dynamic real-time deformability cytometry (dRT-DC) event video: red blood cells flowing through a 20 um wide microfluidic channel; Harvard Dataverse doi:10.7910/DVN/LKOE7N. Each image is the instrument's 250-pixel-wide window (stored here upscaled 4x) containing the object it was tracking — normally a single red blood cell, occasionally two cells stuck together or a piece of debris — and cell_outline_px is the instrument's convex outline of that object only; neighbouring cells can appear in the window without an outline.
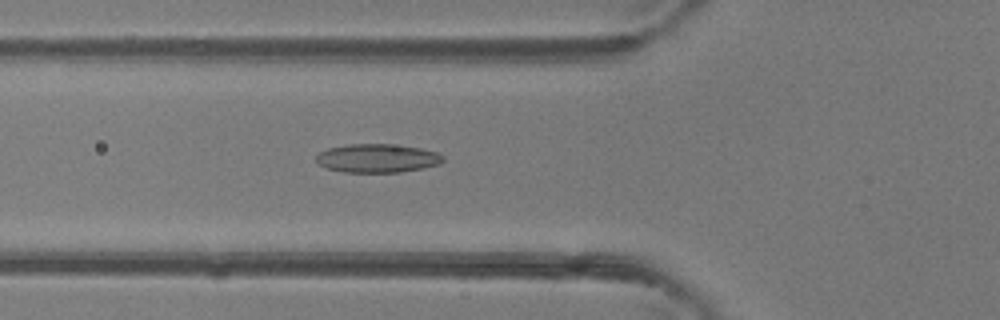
{"species": "common noctule bat (a hibernating species)", "species_latin": "Nyctalus noctula", "temperature_condition": "room temperature", "stored_images_in_passage": 43, "camera_frame_rate_fps": 3000, "um_per_image_px": 0.085, "animal": {"sex": "female"}, "frame": {"image": 1, "passage_image": 13, "time_ms": 4.0, "image_size_px": [1000, 320], "cell_outline_px": [[444, 160], [440, 164], [424, 168], [400, 172], [344, 172], [328, 168], [316, 164], [316, 156], [320, 152], [328, 148], [348, 144], [388, 144], [420, 148], [436, 152], [444, 156]], "centroid_in_image_um": [32.07, 13.45], "position_along_channel_um": 93.7, "area_um2": 21.15}}
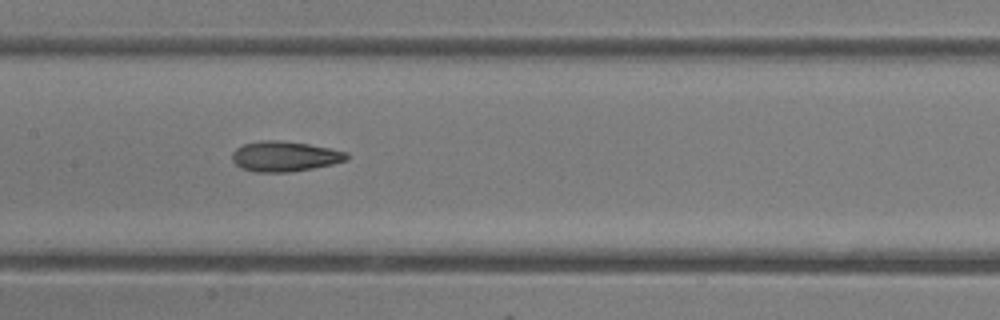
{"frame": {"image": 2, "passage_image": 19, "time_ms": 6.0, "image_size_px": [1000, 320], "cell_outline_px": [[348, 160], [332, 164], [312, 168], [288, 172], [256, 172], [240, 168], [232, 160], [232, 152], [236, 148], [244, 144], [260, 140], [280, 140], [308, 144], [348, 152]], "centroid_in_image_um": [24.18, 13.29], "position_along_channel_um": 183.2, "area_um2": 20.17}}
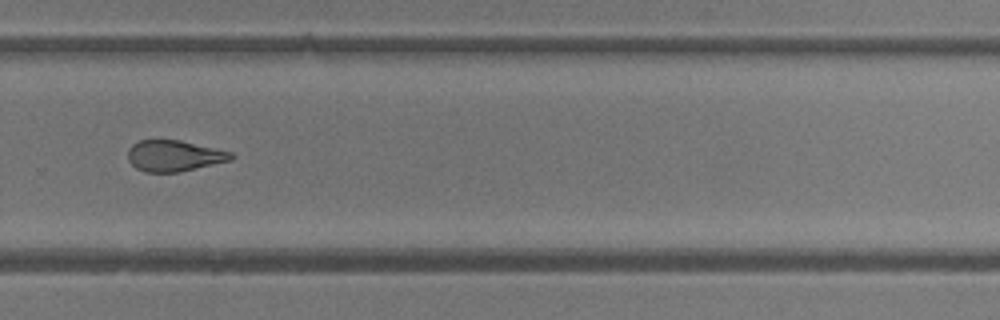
{"frame": {"image": 3, "passage_image": 28, "time_ms": 9.0, "image_size_px": [1000, 320], "cell_outline_px": [[236, 156], [232, 160], [180, 172], [144, 172], [136, 168], [128, 160], [128, 148], [132, 144], [140, 140], [180, 140], [216, 148], [232, 152]], "centroid_in_image_um": [14.82, 13.24], "position_along_channel_um": 315.0, "area_um2": 18.84}, "authors_computed_cell_mechanics": {"area_um2": 20.4612, "velocity_mm_per_s": 4.4273, "shape_relaxation_time_tau1_ms": 8.0849, "shape_relaxation_time_tau2_ms": 2.3604, "deformation_change_tau1": 0.1919, "deformation_change_tau2": 0.1155}}